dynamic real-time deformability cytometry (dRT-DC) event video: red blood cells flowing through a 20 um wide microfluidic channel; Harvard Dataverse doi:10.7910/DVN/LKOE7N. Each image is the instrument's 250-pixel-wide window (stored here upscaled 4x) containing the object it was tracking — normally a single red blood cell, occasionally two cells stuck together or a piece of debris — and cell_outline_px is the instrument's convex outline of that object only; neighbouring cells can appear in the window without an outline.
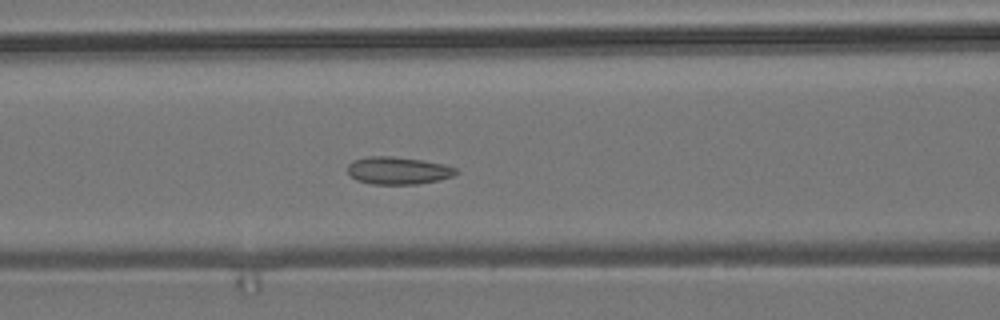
{"species": "common noctule bat (a hibernating species)", "species_latin": "Nyctalus noctula", "temperature_condition": "room temperature", "stored_images_in_passage": 6, "camera_frame_rate_fps": 3000, "um_per_image_px": 0.085, "animal": {"sex": "male", "body_mass_g": 19.2, "forearm_length_mm": 51.8}, "frame": {"image": 1, "passage_image": 6, "time_ms": 6.667, "image_size_px": [1000, 320], "cell_outline_px": [[460, 172], [452, 176], [440, 180], [416, 184], [372, 184], [356, 180], [348, 172], [348, 164], [352, 160], [368, 156], [392, 156], [420, 160], [444, 164], [456, 168]], "centroid_in_image_um": [33.84, 14.49], "position_along_channel_um": 132.8, "area_um2": 17.4}}